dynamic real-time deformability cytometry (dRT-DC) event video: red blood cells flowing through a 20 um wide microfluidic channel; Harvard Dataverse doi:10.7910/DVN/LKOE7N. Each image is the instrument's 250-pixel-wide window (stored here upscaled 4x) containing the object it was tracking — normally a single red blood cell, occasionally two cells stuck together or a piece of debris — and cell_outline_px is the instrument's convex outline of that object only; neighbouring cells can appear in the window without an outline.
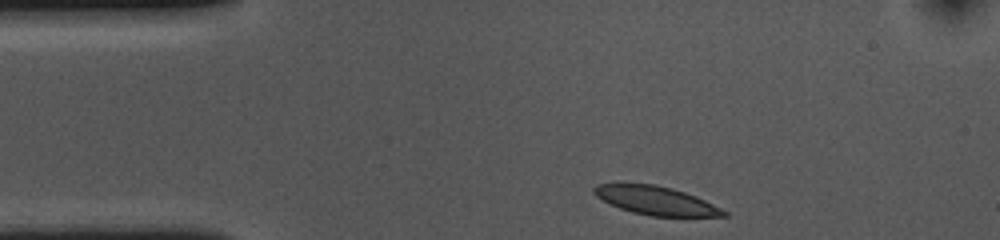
{"species": "common noctule bat (a hibernating species)", "species_latin": "Nyctalus noctula", "temperature_condition": "cold", "stored_images_in_passage": 35, "camera_frame_rate_fps": 3000, "um_per_image_px": 0.085, "animal": {"sex": "female", "body_mass_g": 10.0, "forearm_length_mm": 53.1}, "frame": {"image": 1, "passage_image": 1, "time_ms": 0.0, "image_size_px": [1000, 240], "cell_outline_px": [[728, 216], [652, 216], [632, 212], [620, 208], [596, 196], [592, 192], [592, 188], [596, 184], [656, 184], [672, 188], [696, 196], [728, 212]], "centroid_in_image_um": [55.75, 17.04], "position_along_channel_um": 29.2, "area_um2": 21.27}}
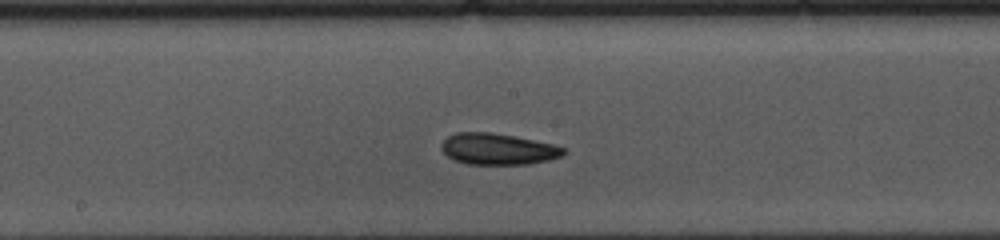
{"frame": {"image": 2, "passage_image": 19, "time_ms": 6.0, "image_size_px": [1000, 240], "cell_outline_px": [[568, 152], [564, 156], [548, 160], [528, 164], [468, 164], [456, 160], [448, 156], [440, 148], [440, 144], [448, 136], [456, 132], [492, 132], [516, 136], [552, 144], [568, 148]], "centroid_in_image_um": [42.37, 12.66], "position_along_channel_um": 205.8, "area_um2": 22.48}}
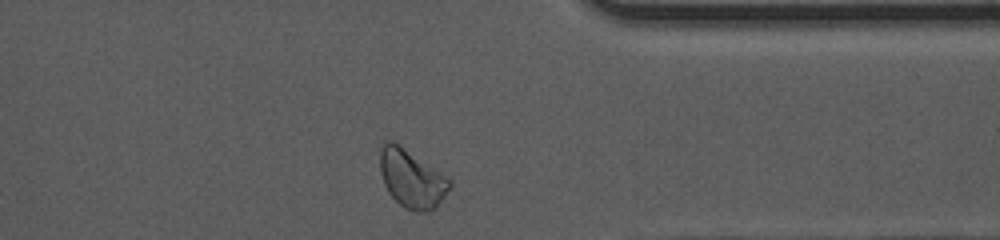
{"frame": {"image": 3, "passage_image": 34, "time_ms": 11.0, "image_size_px": [1000, 240], "cell_outline_px": [[452, 188], [436, 208], [428, 212], [416, 212], [404, 208], [388, 192], [384, 184], [380, 172], [380, 152], [384, 144], [388, 140], [392, 140], [448, 176], [452, 180]], "centroid_in_image_um": [35.04, 15.22], "position_along_channel_um": 376.4, "area_um2": 23.81}, "authors_computed_cell_mechanics": {"area_um2": 22.253, "velocity_mm_per_s": 3.6093, "shape_relaxation_time_tau1_ms": 7.6301, "shape_relaxation_time_tau2_ms": 3.4998, "deformation_change_tau1": 0.1583, "deformation_change_tau2": 0.0863}}